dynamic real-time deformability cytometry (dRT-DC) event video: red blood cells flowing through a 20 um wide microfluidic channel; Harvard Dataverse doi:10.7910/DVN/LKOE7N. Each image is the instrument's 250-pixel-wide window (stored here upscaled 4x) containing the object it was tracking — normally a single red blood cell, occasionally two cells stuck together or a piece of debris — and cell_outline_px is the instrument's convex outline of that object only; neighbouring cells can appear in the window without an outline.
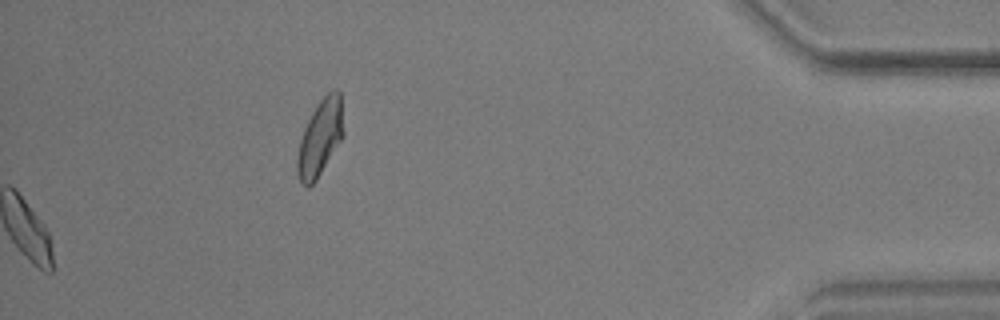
{"species": "common noctule bat (a hibernating species)", "species_latin": "Nyctalus noctula", "temperature_condition": "warm", "stored_images_in_passage": 48, "camera_frame_rate_fps": 3000, "um_per_image_px": 0.085, "animal": {"sex": "male", "body_mass_g": 17.9, "forearm_length_mm": 54.2}, "frame": {"image": 1, "passage_image": 48, "time_ms": 15.667, "image_size_px": [1000, 320], "cell_outline_px": [[344, 136], [316, 180], [308, 188], [300, 180], [296, 172], [296, 160], [300, 140], [304, 128], [316, 104], [332, 88], [336, 88], [340, 92], [344, 132]], "centroid_in_image_um": [27.22, 11.69], "position_along_channel_um": 408.0, "area_um2": 20.58}}